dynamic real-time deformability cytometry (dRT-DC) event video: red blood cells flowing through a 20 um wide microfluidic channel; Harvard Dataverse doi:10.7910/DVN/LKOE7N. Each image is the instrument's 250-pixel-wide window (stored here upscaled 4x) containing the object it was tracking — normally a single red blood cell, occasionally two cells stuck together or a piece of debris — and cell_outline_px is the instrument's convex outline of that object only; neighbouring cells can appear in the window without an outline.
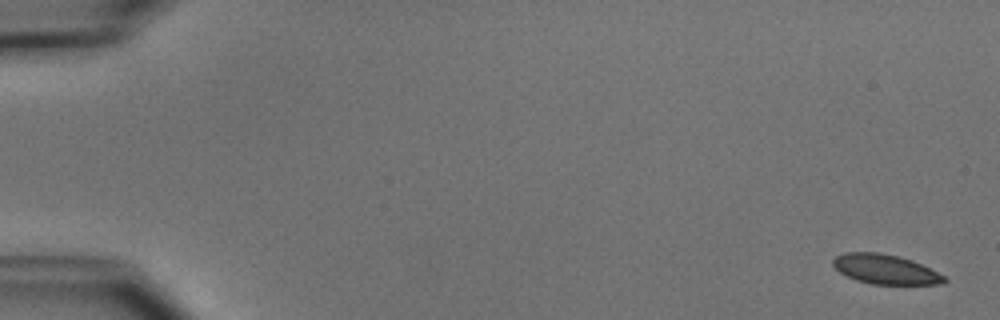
{"species": "common noctule bat (a hibernating species)", "species_latin": "Nyctalus noctula", "temperature_condition": "cold", "stored_images_in_passage": 13, "camera_frame_rate_fps": 3000, "um_per_image_px": 0.085, "animal": {"sex": "male", "body_mass_g": 15.6}, "frame": {"image": 1, "passage_image": 1, "time_ms": 0.0, "image_size_px": [1000, 320], "cell_outline_px": [[948, 280], [940, 284], [872, 284], [856, 280], [840, 272], [832, 264], [832, 260], [836, 256], [844, 252], [880, 252], [912, 260], [944, 276]], "centroid_in_image_um": [75.22, 22.88], "position_along_channel_um": 9.8, "area_um2": 18.96}}